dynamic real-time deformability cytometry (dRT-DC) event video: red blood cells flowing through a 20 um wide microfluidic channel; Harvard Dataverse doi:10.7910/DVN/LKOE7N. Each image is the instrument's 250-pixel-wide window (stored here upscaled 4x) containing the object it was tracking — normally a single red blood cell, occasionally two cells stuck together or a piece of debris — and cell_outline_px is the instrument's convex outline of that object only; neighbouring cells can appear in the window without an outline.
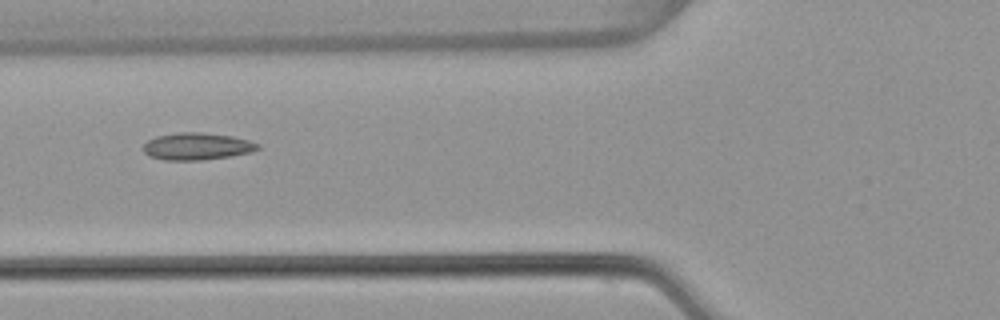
{"species": "common noctule bat (a hibernating species)", "species_latin": "Nyctalus noctula", "temperature_condition": "warm", "stored_images_in_passage": 8, "camera_frame_rate_fps": 3000, "um_per_image_px": 0.085, "animal": {"sex": "female", "body_mass_g": 22.7, "forearm_length_mm": 54.2}, "frame": {"image": 1, "passage_image": 6, "time_ms": 1.667, "image_size_px": [1000, 320], "cell_outline_px": [[260, 148], [252, 152], [232, 156], [200, 160], [164, 160], [148, 156], [144, 152], [144, 144], [148, 140], [156, 136], [180, 132], [200, 132], [232, 136], [248, 140], [260, 144]], "centroid_in_image_um": [16.75, 12.44], "position_along_channel_um": 109.0, "area_um2": 18.15}}
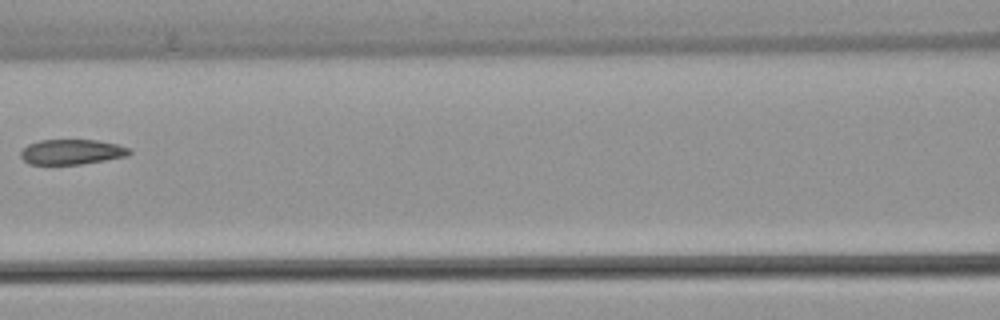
{"frame": {"image": 2, "passage_image": 7, "time_ms": 2.0, "image_size_px": [1000, 320], "cell_outline_px": [[132, 152], [128, 156], [80, 164], [28, 164], [20, 156], [20, 152], [28, 144], [40, 140], [96, 140], [116, 144], [128, 148]], "centroid_in_image_um": [6.08, 12.91], "position_along_channel_um": 160.5, "area_um2": 15.78}}
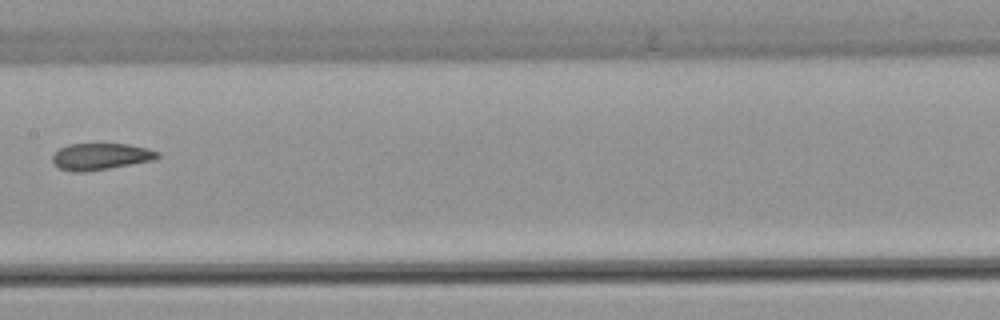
{"frame": {"image": 3, "passage_image": 8, "time_ms": 2.333, "image_size_px": [1000, 320], "cell_outline_px": [[160, 156], [156, 160], [84, 172], [68, 172], [60, 168], [52, 160], [52, 156], [60, 148], [68, 144], [128, 144], [148, 148], [160, 152]], "centroid_in_image_um": [8.59, 13.3], "position_along_channel_um": 198.8, "area_um2": 16.36}}